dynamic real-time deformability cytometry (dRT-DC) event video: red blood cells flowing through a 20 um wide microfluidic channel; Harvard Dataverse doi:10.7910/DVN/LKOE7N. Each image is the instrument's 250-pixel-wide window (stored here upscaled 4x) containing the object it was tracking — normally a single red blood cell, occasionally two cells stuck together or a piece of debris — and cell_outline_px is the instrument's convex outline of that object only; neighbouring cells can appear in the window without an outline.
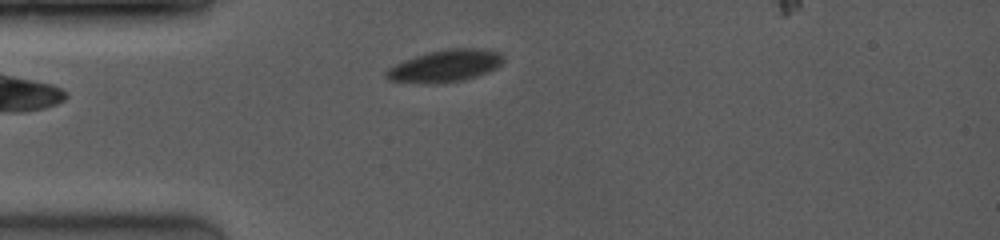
{"species": "common noctule bat (a hibernating species)", "species_latin": "Nyctalus noctula", "temperature_condition": "room temperature", "stored_images_in_passage": 40, "camera_frame_rate_fps": 4000, "um_per_image_px": 0.085, "animal": {"sex": "female", "body_mass_g": 19.0, "forearm_length_mm": 53.3}, "frame": {"image": 1, "passage_image": 1, "time_ms": 0.0, "image_size_px": [1000, 240], "cell_outline_px": [[504, 60], [496, 68], [488, 72], [464, 80], [436, 84], [424, 84], [388, 80], [384, 76], [384, 72], [388, 68], [404, 60], [428, 52], [448, 48], [484, 48], [500, 52], [504, 56]], "centroid_in_image_um": [37.84, 5.6], "position_along_channel_um": 47.2, "area_um2": 22.2}}
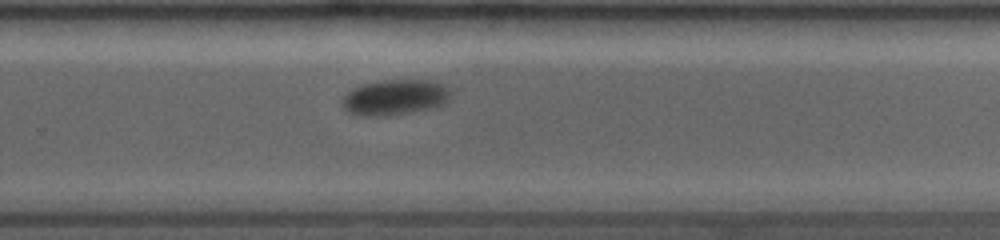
{"frame": {"image": 2, "passage_image": 28, "time_ms": 6.75, "image_size_px": [1000, 240], "cell_outline_px": [[448, 100], [444, 104], [436, 108], [388, 116], [356, 116], [348, 112], [340, 104], [340, 100], [348, 92], [364, 84], [384, 80], [428, 80], [444, 88], [448, 92]], "centroid_in_image_um": [33.48, 8.31], "position_along_channel_um": 296.3, "area_um2": 22.25}}
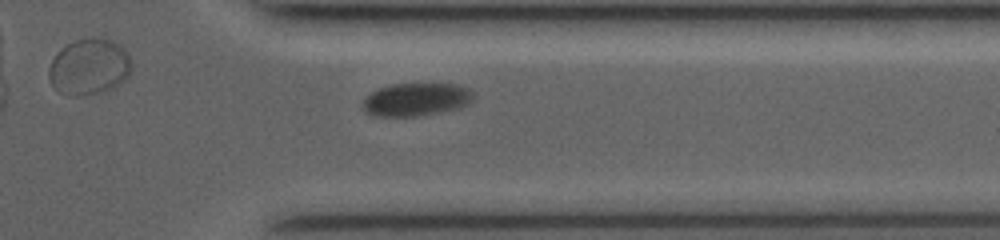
{"frame": {"image": 3, "passage_image": 36, "time_ms": 8.75, "image_size_px": [1000, 240], "cell_outline_px": [[472, 100], [468, 104], [460, 108], [440, 112], [416, 116], [376, 116], [364, 112], [364, 100], [372, 92], [380, 88], [392, 84], [456, 84], [468, 88], [472, 96]], "centroid_in_image_um": [35.38, 8.46], "position_along_channel_um": 376.0, "area_um2": 20.98}}